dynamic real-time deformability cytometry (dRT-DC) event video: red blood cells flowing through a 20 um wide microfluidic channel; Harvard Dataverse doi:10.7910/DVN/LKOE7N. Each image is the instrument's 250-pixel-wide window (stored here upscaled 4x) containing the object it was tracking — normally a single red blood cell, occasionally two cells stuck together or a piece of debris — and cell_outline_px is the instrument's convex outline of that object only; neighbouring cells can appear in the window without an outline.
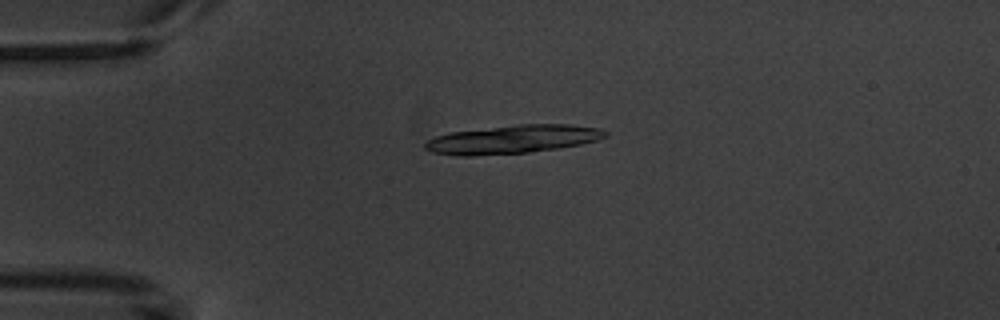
{"species": "common noctule bat (a hibernating species)", "species_latin": "Nyctalus noctula", "temperature_condition": "warm", "stored_images_in_passage": 3, "camera_frame_rate_fps": 3000, "um_per_image_px": 0.085, "animal": {"sex": "male", "body_mass_g": 20.1, "forearm_length_mm": 53.5}, "frame": {"image": 1, "passage_image": 1, "time_ms": 0.0, "image_size_px": [1000, 320], "cell_outline_px": [[608, 136], [596, 140], [580, 144], [560, 148], [528, 152], [472, 156], [456, 156], [432, 152], [424, 148], [424, 140], [448, 132], [516, 124], [572, 124], [600, 128], [608, 132]], "centroid_in_image_um": [43.54, 11.83], "position_along_channel_um": 41.5, "area_um2": 30.23}}